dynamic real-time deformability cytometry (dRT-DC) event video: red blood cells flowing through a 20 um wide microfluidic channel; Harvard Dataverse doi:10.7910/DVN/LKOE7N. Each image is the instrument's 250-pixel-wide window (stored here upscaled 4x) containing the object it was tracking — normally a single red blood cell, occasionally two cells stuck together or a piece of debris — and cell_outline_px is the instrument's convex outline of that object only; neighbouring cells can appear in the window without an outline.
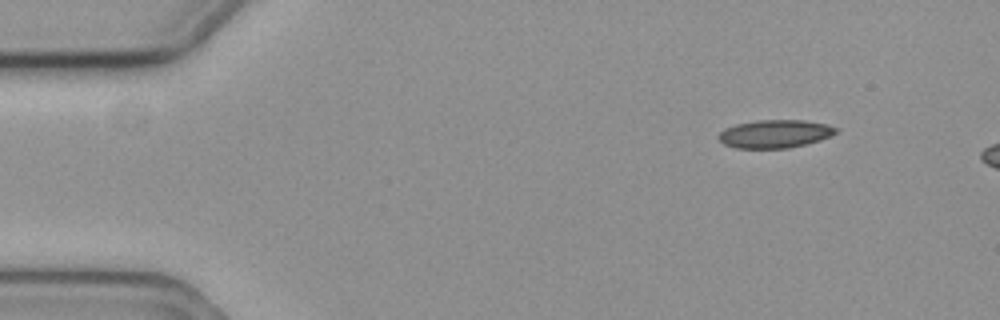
{"species": "common noctule bat (a hibernating species)", "species_latin": "Nyctalus noctula", "temperature_condition": "cold", "stored_images_in_passage": 3, "camera_frame_rate_fps": 3000, "um_per_image_px": 0.085, "animal": {"sex": "female", "body_mass_g": 19.3, "forearm_length_mm": 54.1}, "frame": {"image": 1, "passage_image": 1, "time_ms": 0.0, "image_size_px": [1000, 320], "cell_outline_px": [[840, 128], [836, 132], [820, 140], [788, 148], [736, 148], [724, 144], [716, 136], [724, 128], [736, 124], [756, 120], [804, 120], [828, 124]], "centroid_in_image_um": [65.85, 11.36], "position_along_channel_um": 19.1, "area_um2": 19.25}}